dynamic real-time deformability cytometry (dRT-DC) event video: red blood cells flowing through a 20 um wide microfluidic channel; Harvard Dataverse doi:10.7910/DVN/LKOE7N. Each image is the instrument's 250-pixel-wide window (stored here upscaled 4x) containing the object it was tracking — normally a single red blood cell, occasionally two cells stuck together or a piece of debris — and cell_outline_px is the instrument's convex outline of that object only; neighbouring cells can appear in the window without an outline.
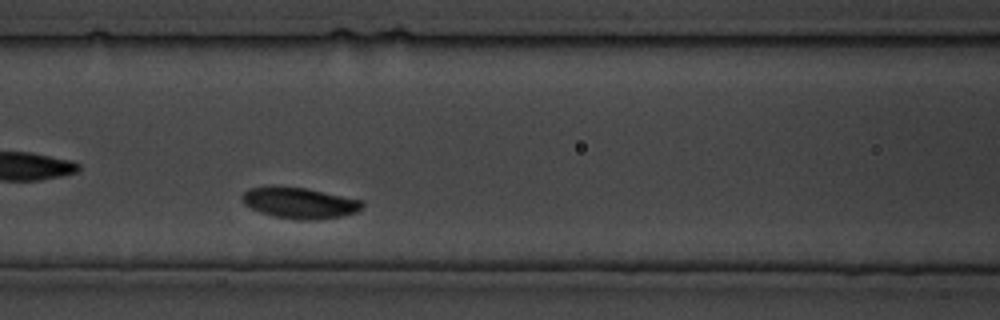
{"species": "common noctule bat (a hibernating species)", "species_latin": "Nyctalus noctula", "temperature_condition": "cold", "stored_images_in_passage": 88, "camera_frame_rate_fps": 3000, "um_per_image_px": 0.085, "animal": {"sex": "male", "body_mass_g": 19.5, "forearm_length_mm": 54.6}, "frame": {"image": 1, "passage_image": 21, "time_ms": 6.667, "image_size_px": [1000, 320], "cell_outline_px": [[364, 204], [356, 212], [340, 216], [316, 220], [300, 220], [276, 216], [260, 212], [244, 204], [240, 200], [240, 196], [248, 188], [308, 188], [364, 200]], "centroid_in_image_um": [25.5, 17.26], "position_along_channel_um": 141.1, "area_um2": 21.33}}
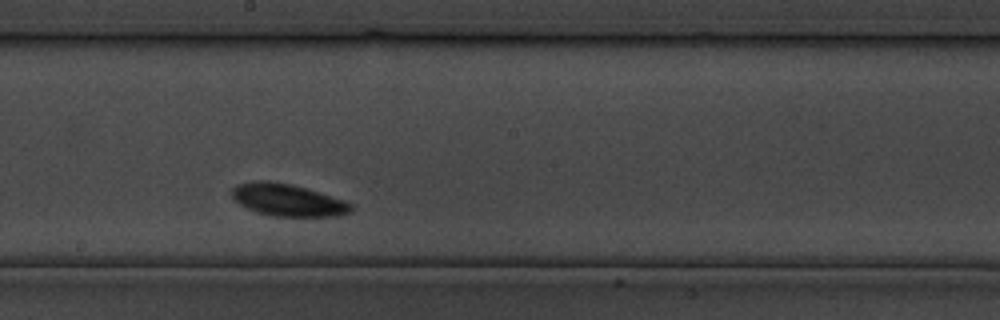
{"frame": {"image": 2, "passage_image": 38, "time_ms": 12.333, "image_size_px": [1000, 320], "cell_outline_px": [[356, 208], [352, 212], [336, 216], [276, 216], [256, 212], [240, 204], [232, 196], [232, 188], [236, 184], [260, 180], [268, 180], [288, 184], [304, 188], [344, 200], [352, 204]], "centroid_in_image_um": [24.48, 17.01], "position_along_channel_um": 223.7, "area_um2": 22.14}}
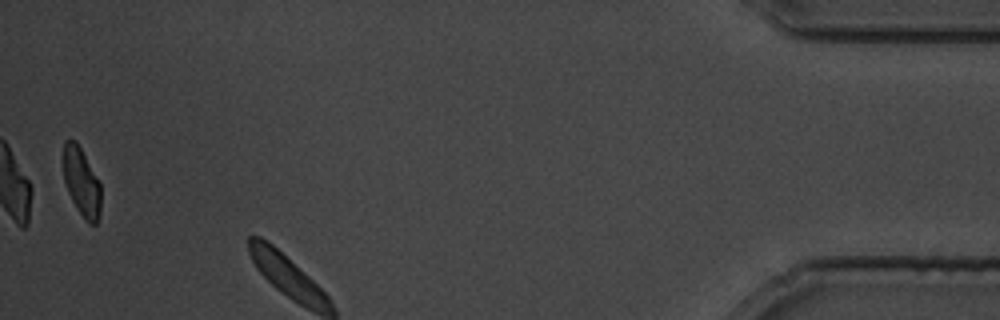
{"frame": {"image": 3, "passage_image": 86, "time_ms": 28.333, "image_size_px": [1000, 320], "cell_outline_px": [[100, 216], [96, 224], [88, 224], [76, 208], [68, 192], [64, 180], [64, 140], [76, 140], [100, 184]], "centroid_in_image_um": [6.93, 15.52], "position_along_channel_um": 428.3, "area_um2": 14.74}}